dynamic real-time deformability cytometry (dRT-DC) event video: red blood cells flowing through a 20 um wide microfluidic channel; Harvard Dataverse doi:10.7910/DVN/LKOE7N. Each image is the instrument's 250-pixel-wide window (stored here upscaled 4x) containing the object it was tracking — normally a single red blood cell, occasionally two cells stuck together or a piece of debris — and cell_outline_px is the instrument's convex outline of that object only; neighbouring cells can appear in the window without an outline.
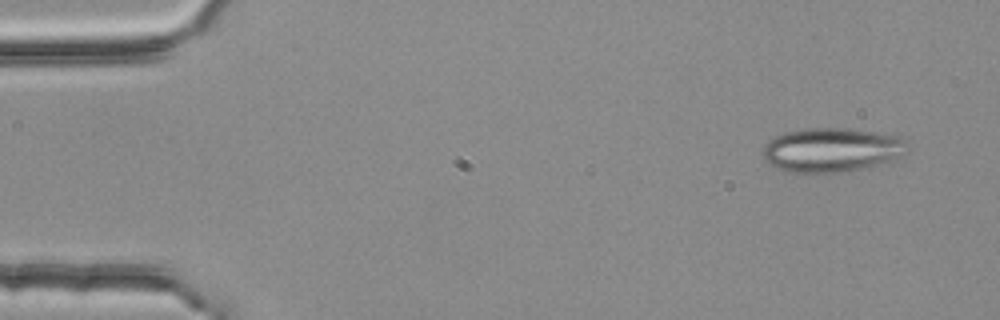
{"species": "common noctule bat (a hibernating species)", "species_latin": "Nyctalus noctula", "temperature_condition": "room temperature", "stored_images_in_passage": 5, "camera_frame_rate_fps": 3000, "um_per_image_px": 0.085, "animal": {"sex": "female", "body_mass_g": 25.1}, "frame": {"image": 1, "passage_image": 1, "time_ms": 0.0, "image_size_px": [1000, 320], "cell_outline_px": [[908, 152], [904, 156], [896, 160], [860, 168], [840, 172], [788, 172], [776, 168], [768, 164], [764, 160], [764, 144], [768, 140], [784, 132], [804, 128], [848, 128], [900, 136], [904, 140]], "centroid_in_image_um": [70.69, 12.73], "position_along_channel_um": 14.3, "area_um2": 37.34}}